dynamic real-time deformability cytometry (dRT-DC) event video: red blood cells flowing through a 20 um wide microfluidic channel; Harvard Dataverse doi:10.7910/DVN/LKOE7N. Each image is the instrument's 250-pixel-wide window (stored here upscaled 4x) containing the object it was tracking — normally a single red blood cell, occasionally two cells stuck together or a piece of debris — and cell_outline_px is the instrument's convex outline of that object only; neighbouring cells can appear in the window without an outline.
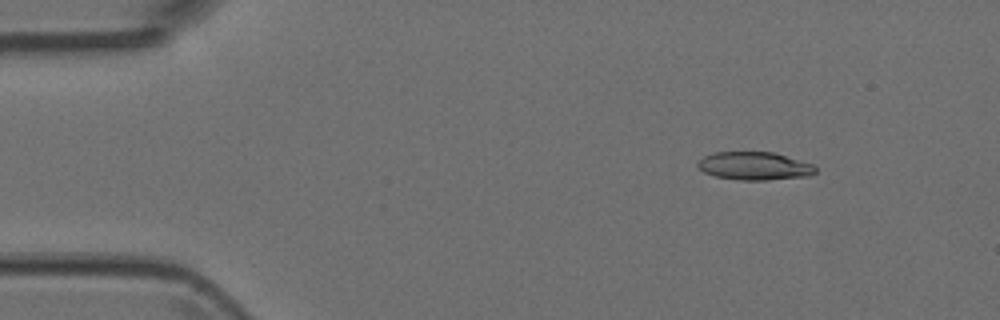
{"species": "Egyptian fruit bat (a non-hibernating species)", "species_latin": "Rousettus aegyptiacus", "temperature_condition": "room temperature", "stored_images_in_passage": 5, "camera_frame_rate_fps": 3000, "um_per_image_px": 0.085, "animal": {"sex": "female"}, "frame": {"image": 1, "passage_image": 2, "time_ms": 0.333, "image_size_px": [1000, 320], "cell_outline_px": [[816, 172], [808, 176], [768, 180], [740, 180], [716, 176], [704, 172], [696, 164], [704, 156], [712, 152], [772, 152], [812, 164], [816, 168]], "centroid_in_image_um": [64.11, 14.11], "position_along_channel_um": 20.9, "area_um2": 19.07}}
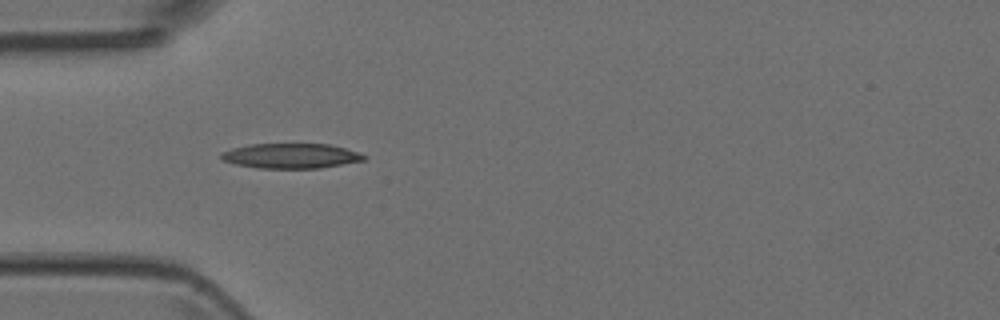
{"frame": {"image": 2, "passage_image": 4, "time_ms": 1.0, "image_size_px": [1000, 320], "cell_outline_px": [[368, 156], [364, 160], [320, 168], [256, 168], [236, 164], [220, 160], [220, 152], [232, 148], [248, 144], [328, 144], [344, 148]], "centroid_in_image_um": [24.66, 13.25], "position_along_channel_um": 60.3, "area_um2": 20.75}}
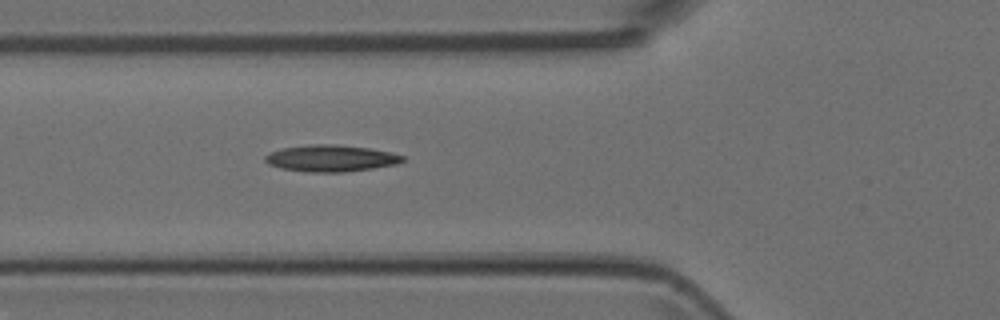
{"frame": {"image": 3, "passage_image": 5, "time_ms": 1.333, "image_size_px": [1000, 320], "cell_outline_px": [[404, 160], [396, 164], [372, 168], [344, 172], [304, 172], [280, 168], [268, 164], [264, 160], [264, 156], [272, 152], [284, 148], [312, 144], [336, 144], [368, 148], [392, 152], [404, 156]], "centroid_in_image_um": [28.12, 13.46], "position_along_channel_um": 97.7, "area_um2": 21.27}}